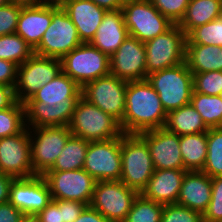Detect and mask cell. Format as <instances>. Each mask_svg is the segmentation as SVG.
I'll return each mask as SVG.
<instances>
[{"label":"cell","instance_id":"37","mask_svg":"<svg viewBox=\"0 0 222 222\" xmlns=\"http://www.w3.org/2000/svg\"><path fill=\"white\" fill-rule=\"evenodd\" d=\"M202 218L203 222L222 221V176L212 178L211 200Z\"/></svg>","mask_w":222,"mask_h":222},{"label":"cell","instance_id":"14","mask_svg":"<svg viewBox=\"0 0 222 222\" xmlns=\"http://www.w3.org/2000/svg\"><path fill=\"white\" fill-rule=\"evenodd\" d=\"M83 169L96 181L120 180L121 137L90 141Z\"/></svg>","mask_w":222,"mask_h":222},{"label":"cell","instance_id":"18","mask_svg":"<svg viewBox=\"0 0 222 222\" xmlns=\"http://www.w3.org/2000/svg\"><path fill=\"white\" fill-rule=\"evenodd\" d=\"M52 201L43 176L15 179L10 187L9 202L23 214L37 215Z\"/></svg>","mask_w":222,"mask_h":222},{"label":"cell","instance_id":"46","mask_svg":"<svg viewBox=\"0 0 222 222\" xmlns=\"http://www.w3.org/2000/svg\"><path fill=\"white\" fill-rule=\"evenodd\" d=\"M74 222H109L100 212L90 205L86 206Z\"/></svg>","mask_w":222,"mask_h":222},{"label":"cell","instance_id":"24","mask_svg":"<svg viewBox=\"0 0 222 222\" xmlns=\"http://www.w3.org/2000/svg\"><path fill=\"white\" fill-rule=\"evenodd\" d=\"M128 35L121 9L107 11L89 43L108 57H111Z\"/></svg>","mask_w":222,"mask_h":222},{"label":"cell","instance_id":"5","mask_svg":"<svg viewBox=\"0 0 222 222\" xmlns=\"http://www.w3.org/2000/svg\"><path fill=\"white\" fill-rule=\"evenodd\" d=\"M147 81L157 92L166 113L190 104L193 74L186 62L151 73Z\"/></svg>","mask_w":222,"mask_h":222},{"label":"cell","instance_id":"1","mask_svg":"<svg viewBox=\"0 0 222 222\" xmlns=\"http://www.w3.org/2000/svg\"><path fill=\"white\" fill-rule=\"evenodd\" d=\"M82 88L63 71L24 102L27 127L68 126Z\"/></svg>","mask_w":222,"mask_h":222},{"label":"cell","instance_id":"48","mask_svg":"<svg viewBox=\"0 0 222 222\" xmlns=\"http://www.w3.org/2000/svg\"><path fill=\"white\" fill-rule=\"evenodd\" d=\"M91 1L107 11L120 10L125 3V0H91Z\"/></svg>","mask_w":222,"mask_h":222},{"label":"cell","instance_id":"26","mask_svg":"<svg viewBox=\"0 0 222 222\" xmlns=\"http://www.w3.org/2000/svg\"><path fill=\"white\" fill-rule=\"evenodd\" d=\"M222 17V0H189L181 21L177 24L187 35L192 29Z\"/></svg>","mask_w":222,"mask_h":222},{"label":"cell","instance_id":"52","mask_svg":"<svg viewBox=\"0 0 222 222\" xmlns=\"http://www.w3.org/2000/svg\"><path fill=\"white\" fill-rule=\"evenodd\" d=\"M48 2H60L61 0H47Z\"/></svg>","mask_w":222,"mask_h":222},{"label":"cell","instance_id":"3","mask_svg":"<svg viewBox=\"0 0 222 222\" xmlns=\"http://www.w3.org/2000/svg\"><path fill=\"white\" fill-rule=\"evenodd\" d=\"M154 170L146 141L139 134L124 133L121 136L120 181L141 194Z\"/></svg>","mask_w":222,"mask_h":222},{"label":"cell","instance_id":"51","mask_svg":"<svg viewBox=\"0 0 222 222\" xmlns=\"http://www.w3.org/2000/svg\"><path fill=\"white\" fill-rule=\"evenodd\" d=\"M8 3H10L9 0H0V7L5 6Z\"/></svg>","mask_w":222,"mask_h":222},{"label":"cell","instance_id":"20","mask_svg":"<svg viewBox=\"0 0 222 222\" xmlns=\"http://www.w3.org/2000/svg\"><path fill=\"white\" fill-rule=\"evenodd\" d=\"M59 4L77 28L80 40L90 42L107 10L91 0H61Z\"/></svg>","mask_w":222,"mask_h":222},{"label":"cell","instance_id":"36","mask_svg":"<svg viewBox=\"0 0 222 222\" xmlns=\"http://www.w3.org/2000/svg\"><path fill=\"white\" fill-rule=\"evenodd\" d=\"M193 92L215 96L222 93V71L193 73Z\"/></svg>","mask_w":222,"mask_h":222},{"label":"cell","instance_id":"27","mask_svg":"<svg viewBox=\"0 0 222 222\" xmlns=\"http://www.w3.org/2000/svg\"><path fill=\"white\" fill-rule=\"evenodd\" d=\"M164 128L178 136L207 132L209 129L190 104L167 113Z\"/></svg>","mask_w":222,"mask_h":222},{"label":"cell","instance_id":"12","mask_svg":"<svg viewBox=\"0 0 222 222\" xmlns=\"http://www.w3.org/2000/svg\"><path fill=\"white\" fill-rule=\"evenodd\" d=\"M138 194L120 180L96 181L90 206L109 222H124Z\"/></svg>","mask_w":222,"mask_h":222},{"label":"cell","instance_id":"15","mask_svg":"<svg viewBox=\"0 0 222 222\" xmlns=\"http://www.w3.org/2000/svg\"><path fill=\"white\" fill-rule=\"evenodd\" d=\"M43 177L52 200H74L90 205L96 180L84 169L47 171Z\"/></svg>","mask_w":222,"mask_h":222},{"label":"cell","instance_id":"45","mask_svg":"<svg viewBox=\"0 0 222 222\" xmlns=\"http://www.w3.org/2000/svg\"><path fill=\"white\" fill-rule=\"evenodd\" d=\"M16 102L15 88L0 84V110L10 108Z\"/></svg>","mask_w":222,"mask_h":222},{"label":"cell","instance_id":"13","mask_svg":"<svg viewBox=\"0 0 222 222\" xmlns=\"http://www.w3.org/2000/svg\"><path fill=\"white\" fill-rule=\"evenodd\" d=\"M128 81L112 74L99 77L82 87V97L120 123L123 121Z\"/></svg>","mask_w":222,"mask_h":222},{"label":"cell","instance_id":"2","mask_svg":"<svg viewBox=\"0 0 222 222\" xmlns=\"http://www.w3.org/2000/svg\"><path fill=\"white\" fill-rule=\"evenodd\" d=\"M166 111L157 92L147 80L128 81L122 131L140 134L164 127Z\"/></svg>","mask_w":222,"mask_h":222},{"label":"cell","instance_id":"23","mask_svg":"<svg viewBox=\"0 0 222 222\" xmlns=\"http://www.w3.org/2000/svg\"><path fill=\"white\" fill-rule=\"evenodd\" d=\"M212 178L203 171H186L177 204L203 214L211 200Z\"/></svg>","mask_w":222,"mask_h":222},{"label":"cell","instance_id":"39","mask_svg":"<svg viewBox=\"0 0 222 222\" xmlns=\"http://www.w3.org/2000/svg\"><path fill=\"white\" fill-rule=\"evenodd\" d=\"M154 7L172 23L178 24L183 18L189 0H150Z\"/></svg>","mask_w":222,"mask_h":222},{"label":"cell","instance_id":"31","mask_svg":"<svg viewBox=\"0 0 222 222\" xmlns=\"http://www.w3.org/2000/svg\"><path fill=\"white\" fill-rule=\"evenodd\" d=\"M33 54L32 47L17 33L0 36V59L19 66Z\"/></svg>","mask_w":222,"mask_h":222},{"label":"cell","instance_id":"49","mask_svg":"<svg viewBox=\"0 0 222 222\" xmlns=\"http://www.w3.org/2000/svg\"><path fill=\"white\" fill-rule=\"evenodd\" d=\"M9 2L15 5L22 6V7H27V6H38L48 1L47 0H9Z\"/></svg>","mask_w":222,"mask_h":222},{"label":"cell","instance_id":"34","mask_svg":"<svg viewBox=\"0 0 222 222\" xmlns=\"http://www.w3.org/2000/svg\"><path fill=\"white\" fill-rule=\"evenodd\" d=\"M186 44L222 47V17L192 29L186 35Z\"/></svg>","mask_w":222,"mask_h":222},{"label":"cell","instance_id":"19","mask_svg":"<svg viewBox=\"0 0 222 222\" xmlns=\"http://www.w3.org/2000/svg\"><path fill=\"white\" fill-rule=\"evenodd\" d=\"M149 148L154 169L185 170L179 136L164 127L139 134Z\"/></svg>","mask_w":222,"mask_h":222},{"label":"cell","instance_id":"44","mask_svg":"<svg viewBox=\"0 0 222 222\" xmlns=\"http://www.w3.org/2000/svg\"><path fill=\"white\" fill-rule=\"evenodd\" d=\"M23 215L9 201L0 203V222H20Z\"/></svg>","mask_w":222,"mask_h":222},{"label":"cell","instance_id":"25","mask_svg":"<svg viewBox=\"0 0 222 222\" xmlns=\"http://www.w3.org/2000/svg\"><path fill=\"white\" fill-rule=\"evenodd\" d=\"M185 62L192 74L222 71V47L186 44Z\"/></svg>","mask_w":222,"mask_h":222},{"label":"cell","instance_id":"32","mask_svg":"<svg viewBox=\"0 0 222 222\" xmlns=\"http://www.w3.org/2000/svg\"><path fill=\"white\" fill-rule=\"evenodd\" d=\"M202 171L211 178L222 176V127L207 131V159Z\"/></svg>","mask_w":222,"mask_h":222},{"label":"cell","instance_id":"29","mask_svg":"<svg viewBox=\"0 0 222 222\" xmlns=\"http://www.w3.org/2000/svg\"><path fill=\"white\" fill-rule=\"evenodd\" d=\"M90 141L71 136L49 171L83 169Z\"/></svg>","mask_w":222,"mask_h":222},{"label":"cell","instance_id":"10","mask_svg":"<svg viewBox=\"0 0 222 222\" xmlns=\"http://www.w3.org/2000/svg\"><path fill=\"white\" fill-rule=\"evenodd\" d=\"M28 129L33 171L35 175L43 176L53 167L72 133L68 126L28 127Z\"/></svg>","mask_w":222,"mask_h":222},{"label":"cell","instance_id":"11","mask_svg":"<svg viewBox=\"0 0 222 222\" xmlns=\"http://www.w3.org/2000/svg\"><path fill=\"white\" fill-rule=\"evenodd\" d=\"M62 71L61 59L33 54L17 68L16 99L24 103Z\"/></svg>","mask_w":222,"mask_h":222},{"label":"cell","instance_id":"17","mask_svg":"<svg viewBox=\"0 0 222 222\" xmlns=\"http://www.w3.org/2000/svg\"><path fill=\"white\" fill-rule=\"evenodd\" d=\"M110 74L125 81L147 80L145 44L128 35L110 57Z\"/></svg>","mask_w":222,"mask_h":222},{"label":"cell","instance_id":"21","mask_svg":"<svg viewBox=\"0 0 222 222\" xmlns=\"http://www.w3.org/2000/svg\"><path fill=\"white\" fill-rule=\"evenodd\" d=\"M52 20V2L38 6L22 7L15 33L22 37L34 50Z\"/></svg>","mask_w":222,"mask_h":222},{"label":"cell","instance_id":"47","mask_svg":"<svg viewBox=\"0 0 222 222\" xmlns=\"http://www.w3.org/2000/svg\"><path fill=\"white\" fill-rule=\"evenodd\" d=\"M15 179L0 172V203L8 202L10 197V187Z\"/></svg>","mask_w":222,"mask_h":222},{"label":"cell","instance_id":"38","mask_svg":"<svg viewBox=\"0 0 222 222\" xmlns=\"http://www.w3.org/2000/svg\"><path fill=\"white\" fill-rule=\"evenodd\" d=\"M202 214L177 203L164 205L161 222H202Z\"/></svg>","mask_w":222,"mask_h":222},{"label":"cell","instance_id":"41","mask_svg":"<svg viewBox=\"0 0 222 222\" xmlns=\"http://www.w3.org/2000/svg\"><path fill=\"white\" fill-rule=\"evenodd\" d=\"M87 205L74 200H58V207L62 210L64 222H74Z\"/></svg>","mask_w":222,"mask_h":222},{"label":"cell","instance_id":"16","mask_svg":"<svg viewBox=\"0 0 222 222\" xmlns=\"http://www.w3.org/2000/svg\"><path fill=\"white\" fill-rule=\"evenodd\" d=\"M0 172L14 179L36 176L31 160V144L27 126L16 135L0 138Z\"/></svg>","mask_w":222,"mask_h":222},{"label":"cell","instance_id":"22","mask_svg":"<svg viewBox=\"0 0 222 222\" xmlns=\"http://www.w3.org/2000/svg\"><path fill=\"white\" fill-rule=\"evenodd\" d=\"M185 172L186 170L178 169H155L141 194L162 205L174 204L177 202Z\"/></svg>","mask_w":222,"mask_h":222},{"label":"cell","instance_id":"42","mask_svg":"<svg viewBox=\"0 0 222 222\" xmlns=\"http://www.w3.org/2000/svg\"><path fill=\"white\" fill-rule=\"evenodd\" d=\"M17 68L15 63L0 59V84L15 87Z\"/></svg>","mask_w":222,"mask_h":222},{"label":"cell","instance_id":"33","mask_svg":"<svg viewBox=\"0 0 222 222\" xmlns=\"http://www.w3.org/2000/svg\"><path fill=\"white\" fill-rule=\"evenodd\" d=\"M163 209L164 205L138 194L124 222H161Z\"/></svg>","mask_w":222,"mask_h":222},{"label":"cell","instance_id":"7","mask_svg":"<svg viewBox=\"0 0 222 222\" xmlns=\"http://www.w3.org/2000/svg\"><path fill=\"white\" fill-rule=\"evenodd\" d=\"M121 11L129 36L143 43L165 33L174 25L150 0H125Z\"/></svg>","mask_w":222,"mask_h":222},{"label":"cell","instance_id":"4","mask_svg":"<svg viewBox=\"0 0 222 222\" xmlns=\"http://www.w3.org/2000/svg\"><path fill=\"white\" fill-rule=\"evenodd\" d=\"M73 136L88 141H104L121 137L120 122L81 97L68 125Z\"/></svg>","mask_w":222,"mask_h":222},{"label":"cell","instance_id":"50","mask_svg":"<svg viewBox=\"0 0 222 222\" xmlns=\"http://www.w3.org/2000/svg\"><path fill=\"white\" fill-rule=\"evenodd\" d=\"M20 222H41L39 217L34 214H24Z\"/></svg>","mask_w":222,"mask_h":222},{"label":"cell","instance_id":"43","mask_svg":"<svg viewBox=\"0 0 222 222\" xmlns=\"http://www.w3.org/2000/svg\"><path fill=\"white\" fill-rule=\"evenodd\" d=\"M37 216L41 222H64L62 210L58 207V200H52Z\"/></svg>","mask_w":222,"mask_h":222},{"label":"cell","instance_id":"8","mask_svg":"<svg viewBox=\"0 0 222 222\" xmlns=\"http://www.w3.org/2000/svg\"><path fill=\"white\" fill-rule=\"evenodd\" d=\"M62 71L81 88L88 82L110 74V57L92 44L82 43L62 59Z\"/></svg>","mask_w":222,"mask_h":222},{"label":"cell","instance_id":"40","mask_svg":"<svg viewBox=\"0 0 222 222\" xmlns=\"http://www.w3.org/2000/svg\"><path fill=\"white\" fill-rule=\"evenodd\" d=\"M21 8L12 3L0 7V36L15 33Z\"/></svg>","mask_w":222,"mask_h":222},{"label":"cell","instance_id":"30","mask_svg":"<svg viewBox=\"0 0 222 222\" xmlns=\"http://www.w3.org/2000/svg\"><path fill=\"white\" fill-rule=\"evenodd\" d=\"M190 105L201 115L208 128L222 127V98L192 92Z\"/></svg>","mask_w":222,"mask_h":222},{"label":"cell","instance_id":"9","mask_svg":"<svg viewBox=\"0 0 222 222\" xmlns=\"http://www.w3.org/2000/svg\"><path fill=\"white\" fill-rule=\"evenodd\" d=\"M186 41L184 31L174 24L165 33L145 42L147 76L185 62Z\"/></svg>","mask_w":222,"mask_h":222},{"label":"cell","instance_id":"6","mask_svg":"<svg viewBox=\"0 0 222 222\" xmlns=\"http://www.w3.org/2000/svg\"><path fill=\"white\" fill-rule=\"evenodd\" d=\"M77 28L58 2H52V20L34 53L44 57L62 59L81 45Z\"/></svg>","mask_w":222,"mask_h":222},{"label":"cell","instance_id":"28","mask_svg":"<svg viewBox=\"0 0 222 222\" xmlns=\"http://www.w3.org/2000/svg\"><path fill=\"white\" fill-rule=\"evenodd\" d=\"M186 171H202L207 159V132L179 136Z\"/></svg>","mask_w":222,"mask_h":222},{"label":"cell","instance_id":"35","mask_svg":"<svg viewBox=\"0 0 222 222\" xmlns=\"http://www.w3.org/2000/svg\"><path fill=\"white\" fill-rule=\"evenodd\" d=\"M25 127L24 103L17 101L12 107L0 110V138L16 135Z\"/></svg>","mask_w":222,"mask_h":222}]
</instances>
